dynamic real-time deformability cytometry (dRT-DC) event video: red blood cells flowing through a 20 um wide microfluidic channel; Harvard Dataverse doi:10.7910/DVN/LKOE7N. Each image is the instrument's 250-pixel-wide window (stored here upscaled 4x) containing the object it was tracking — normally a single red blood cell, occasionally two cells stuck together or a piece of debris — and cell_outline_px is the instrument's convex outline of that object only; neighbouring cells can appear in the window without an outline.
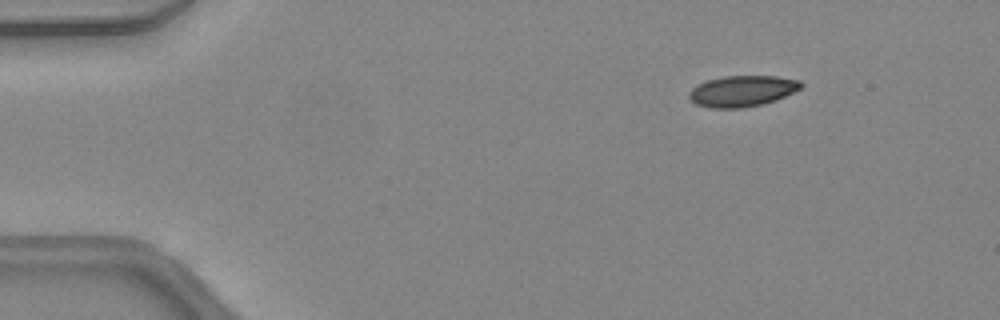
{"species": "common noctule bat (a hibernating species)", "species_latin": "Nyctalus noctula", "temperature_condition": "warm", "stored_images_in_passage": 41, "camera_frame_rate_fps": 3000, "um_per_image_px": 0.085, "animal": {"sex": "female", "body_mass_g": 24.6, "forearm_length_mm": 56.2}, "frame": {"image": 1, "passage_image": 1, "time_ms": 0.0, "image_size_px": [1000, 320], "cell_outline_px": [[804, 84], [800, 88], [784, 96], [760, 104], [740, 108], [712, 108], [696, 104], [688, 96], [688, 92], [692, 88], [704, 80], [724, 76], [776, 76], [800, 80]], "centroid_in_image_um": [63.05, 7.72], "position_along_channel_um": 22.0, "area_um2": 20.06}}
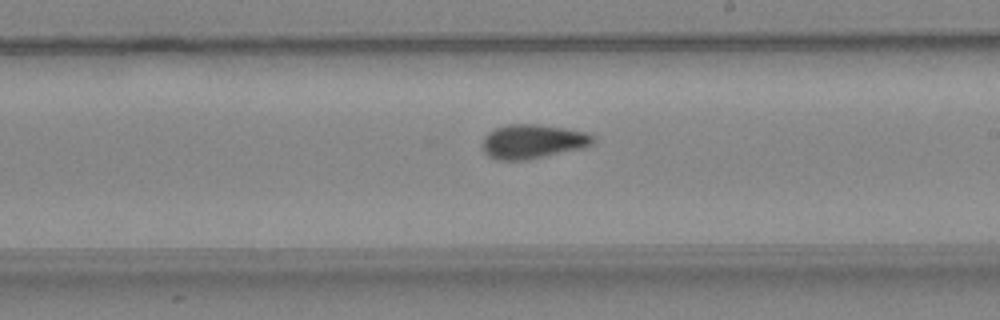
{"frame": {"image": 2, "passage_image": 22, "time_ms": 7.0, "image_size_px": [1000, 320], "cell_outline_px": [[596, 140], [592, 144], [584, 148], [528, 160], [496, 160], [488, 156], [484, 152], [484, 136], [488, 132], [496, 128], [508, 124], [536, 124], [564, 128], [588, 132], [596, 136]], "centroid_in_image_um": [45.33, 12.03], "position_along_channel_um": 243.7, "area_um2": 22.25}}
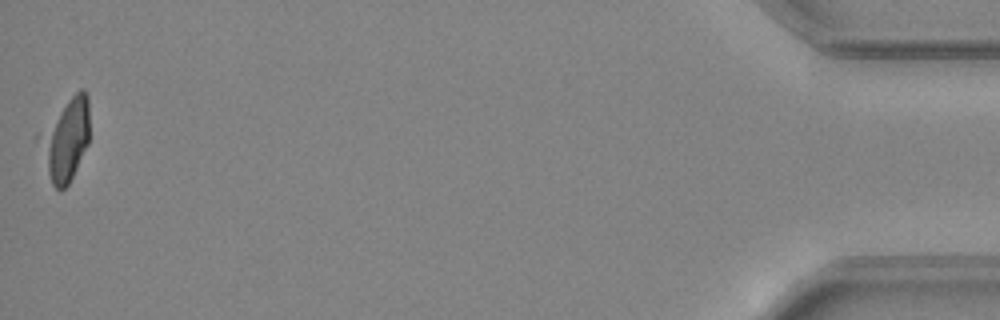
{"frame": {"image": 3, "passage_image": 41, "time_ms": 13.333, "image_size_px": [1000, 320], "cell_outline_px": [[88, 144], [68, 184], [64, 188], [56, 188], [52, 184], [36, 140], [36, 132], [80, 88], [84, 88], [88, 96]], "centroid_in_image_um": [5.53, 11.81], "position_along_channel_um": 429.7, "area_um2": 23.87}, "authors_computed_cell_mechanics": {"area_um2": 21.675, "velocity_mm_per_s": 4.4367, "shape_relaxation_time_tau1_ms": null, "shape_relaxation_time_tau2_ms": 1.4442, "deformation_change_tau1": null, "deformation_change_tau2": 0.0548}}